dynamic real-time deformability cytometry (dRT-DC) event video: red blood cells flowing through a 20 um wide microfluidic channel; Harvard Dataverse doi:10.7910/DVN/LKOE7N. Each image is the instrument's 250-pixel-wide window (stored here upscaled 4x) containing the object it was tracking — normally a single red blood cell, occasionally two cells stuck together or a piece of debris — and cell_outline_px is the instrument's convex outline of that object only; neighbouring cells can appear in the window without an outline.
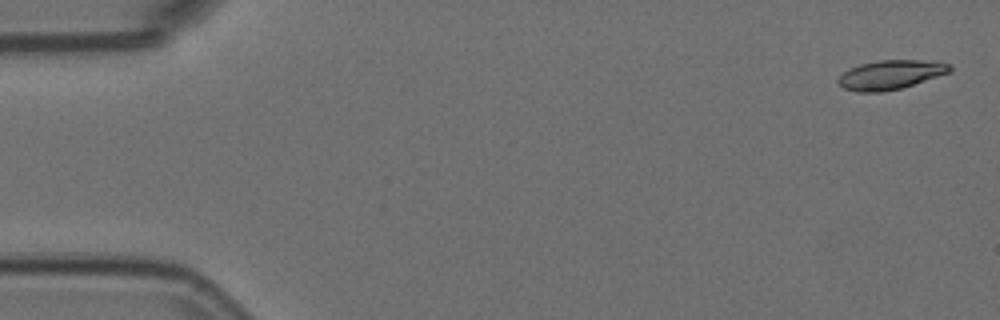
{"species": "Egyptian fruit bat (a non-hibernating species)", "species_latin": "Rousettus aegyptiacus", "temperature_condition": "room temperature", "stored_images_in_passage": 5, "camera_frame_rate_fps": 3000, "um_per_image_px": 0.085, "animal": {"sex": "female"}, "frame": {"image": 1, "passage_image": 1, "time_ms": 0.0, "image_size_px": [1000, 320], "cell_outline_px": [[952, 72], [900, 88], [880, 92], [856, 92], [844, 88], [836, 80], [844, 72], [860, 64], [880, 60], [920, 60], [952, 64]], "centroid_in_image_um": [75.72, 6.35], "position_along_channel_um": 9.3, "area_um2": 18.79}}
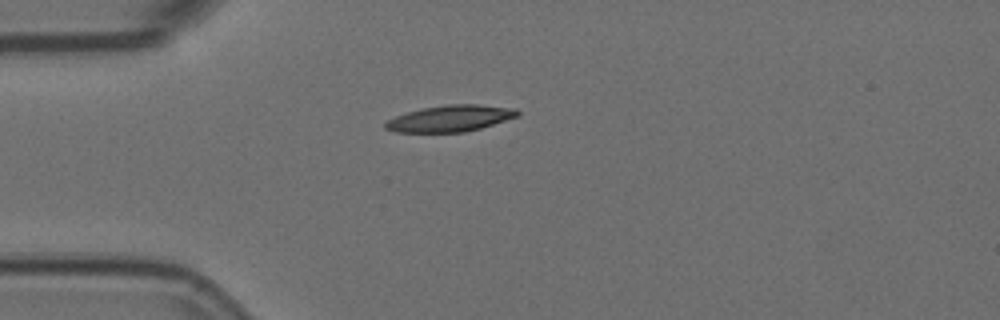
{"frame": {"image": 2, "passage_image": 5, "time_ms": 1.333, "image_size_px": [1000, 320], "cell_outline_px": [[520, 116], [480, 128], [464, 132], [396, 132], [384, 128], [384, 124], [388, 120], [396, 116], [408, 112], [424, 108], [448, 104], [476, 104], [516, 108], [520, 112]], "centroid_in_image_um": [38.31, 10.06], "position_along_channel_um": 46.7, "area_um2": 20.23}}